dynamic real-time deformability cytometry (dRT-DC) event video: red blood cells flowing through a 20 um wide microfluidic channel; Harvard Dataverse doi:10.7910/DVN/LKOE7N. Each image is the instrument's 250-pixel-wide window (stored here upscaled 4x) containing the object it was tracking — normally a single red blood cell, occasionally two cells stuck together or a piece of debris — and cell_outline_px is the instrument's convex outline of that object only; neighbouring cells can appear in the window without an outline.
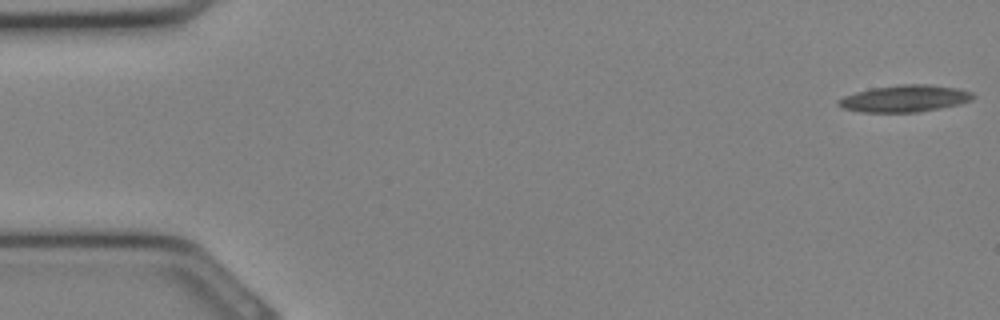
{"species": "Egyptian fruit bat (a non-hibernating species)", "species_latin": "Rousettus aegyptiacus", "temperature_condition": "cold", "stored_images_in_passage": 32, "camera_frame_rate_fps": 3000, "um_per_image_px": 0.085, "animal": {"sex": "female"}, "frame": {"image": 1, "passage_image": 1, "time_ms": 0.0, "image_size_px": [1000, 320], "cell_outline_px": [[976, 96], [972, 100], [960, 104], [940, 108], [916, 112], [860, 112], [844, 108], [836, 104], [836, 100], [844, 96], [856, 92], [872, 88], [900, 84], [928, 84], [960, 88], [972, 92]], "centroid_in_image_um": [76.93, 8.37], "position_along_channel_um": 8.1, "area_um2": 21.21}}
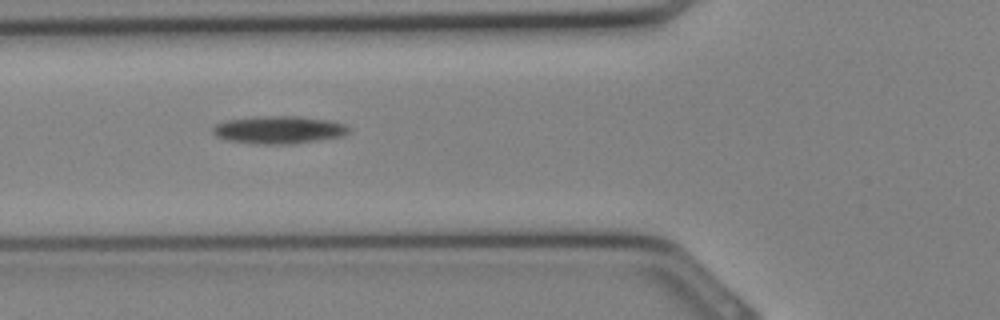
{"frame": {"image": 2, "passage_image": 12, "time_ms": 3.667, "image_size_px": [1000, 320], "cell_outline_px": [[352, 128], [348, 132], [340, 136], [292, 144], [252, 144], [228, 140], [216, 136], [212, 132], [212, 128], [216, 124], [228, 120], [264, 116], [300, 116], [328, 120], [344, 124]], "centroid_in_image_um": [23.69, 11.04], "position_along_channel_um": 102.1, "area_um2": 21.79}}
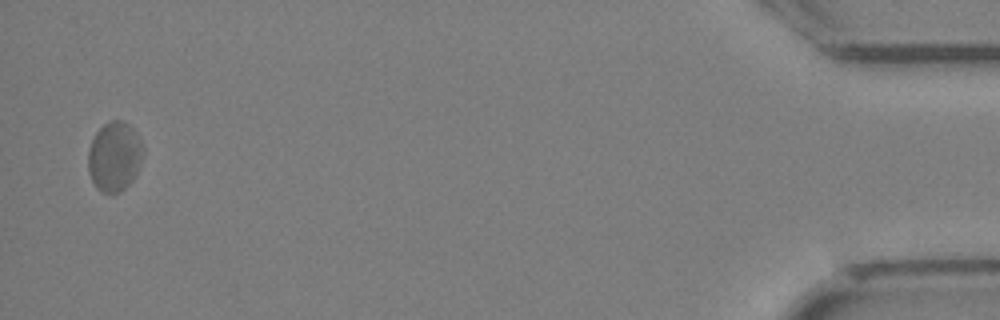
{"frame": {"image": 3, "passage_image": 32, "time_ms": 10.333, "image_size_px": [1000, 320], "cell_outline_px": [[144, 152], [136, 176], [120, 192], [100, 192], [96, 188], [88, 172], [88, 148], [96, 132], [108, 120], [120, 120], [128, 124], [136, 132], [144, 148]], "centroid_in_image_um": [9.73, 13.3], "position_along_channel_um": 425.5, "area_um2": 22.43}}